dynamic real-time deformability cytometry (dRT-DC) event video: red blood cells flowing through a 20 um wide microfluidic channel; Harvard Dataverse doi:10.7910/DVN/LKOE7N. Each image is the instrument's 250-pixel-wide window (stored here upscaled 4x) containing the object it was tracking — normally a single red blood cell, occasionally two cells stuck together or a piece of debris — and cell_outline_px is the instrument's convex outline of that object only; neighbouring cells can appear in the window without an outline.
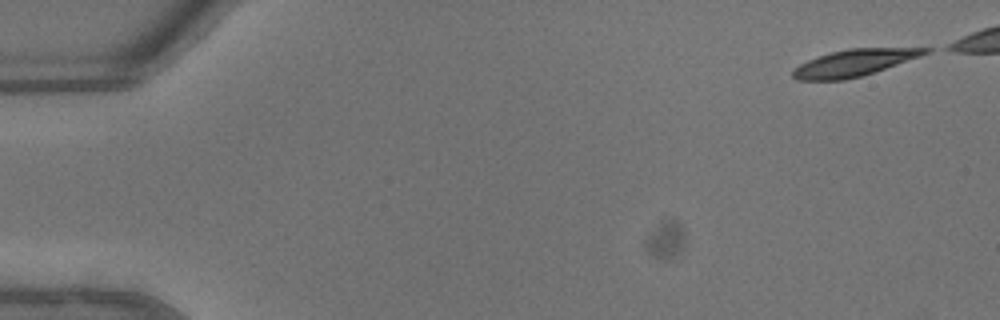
{"species": "common noctule bat (a hibernating species)", "species_latin": "Nyctalus noctula", "temperature_condition": "warm", "stored_images_in_passage": 39, "camera_frame_rate_fps": 3000, "um_per_image_px": 0.085, "animal": {"sex": "male", "body_mass_g": 13.3}, "frame": {"image": 1, "passage_image": 1, "time_ms": 0.0, "image_size_px": [1000, 320], "cell_outline_px": [[932, 52], [860, 76], [844, 80], [796, 80], [792, 76], [792, 68], [816, 56], [848, 48], [932, 48]], "centroid_in_image_um": [72.54, 5.34], "position_along_channel_um": 12.5, "area_um2": 20.4}}
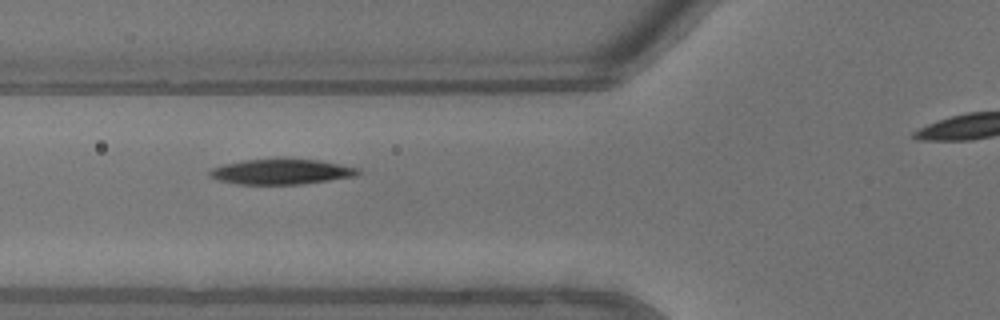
{"frame": {"image": 2, "passage_image": 16, "time_ms": 5.0, "image_size_px": [1000, 320], "cell_outline_px": [[360, 172], [356, 176], [300, 184], [236, 184], [220, 180], [208, 176], [208, 172], [212, 168], [224, 164], [248, 160], [320, 160], [360, 168]], "centroid_in_image_um": [23.92, 14.61], "position_along_channel_um": 101.9, "area_um2": 21.39}}
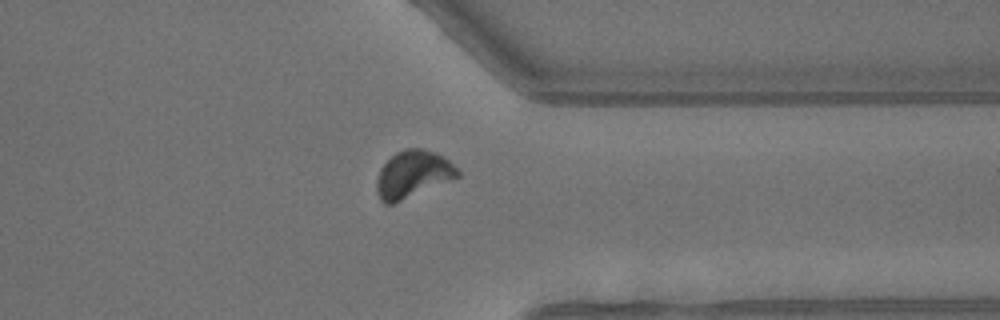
{"frame": {"image": 3, "passage_image": 34, "time_ms": 11.0, "image_size_px": [1000, 320], "cell_outline_px": [[460, 176], [392, 204], [384, 204], [380, 200], [376, 192], [376, 180], [380, 168], [396, 152], [404, 148], [420, 148], [436, 152], [448, 160], [460, 172]], "centroid_in_image_um": [35.06, 14.81], "position_along_channel_um": 376.3, "area_um2": 22.08}, "authors_computed_cell_mechanics": {"area_um2": 21.7328, "velocity_mm_per_s": 4.6235, "shape_relaxation_time_tau1_ms": 2.638, "shape_relaxation_time_tau2_ms": null, "deformation_change_tau1": 0.1341, "deformation_change_tau2": null}}